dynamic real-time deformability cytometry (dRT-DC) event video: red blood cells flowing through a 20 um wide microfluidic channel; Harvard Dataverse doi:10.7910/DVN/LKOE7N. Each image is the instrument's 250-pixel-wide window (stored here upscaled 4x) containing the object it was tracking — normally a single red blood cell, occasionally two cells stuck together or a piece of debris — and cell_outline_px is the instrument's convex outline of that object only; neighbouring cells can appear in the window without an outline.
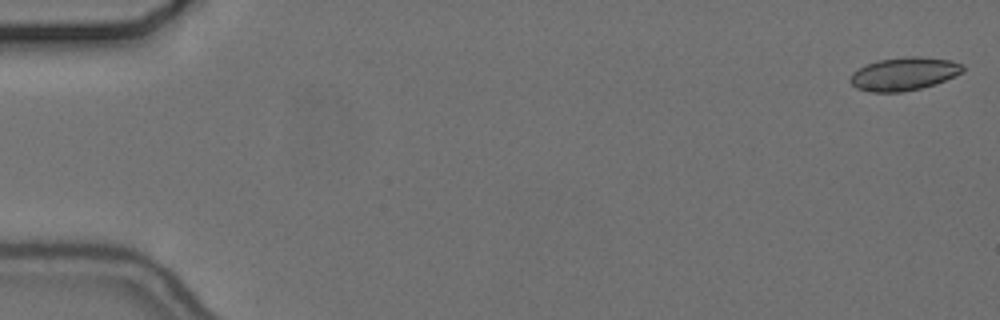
{"species": "common noctule bat (a hibernating species)", "species_latin": "Nyctalus noctula", "temperature_condition": "cold", "stored_images_in_passage": 10, "camera_frame_rate_fps": 3000, "um_per_image_px": 0.085, "animal": {"sex": "female", "body_mass_g": 24.6, "forearm_length_mm": 56.2}, "frame": {"image": 1, "passage_image": 1, "time_ms": 0.0, "image_size_px": [1000, 320], "cell_outline_px": [[964, 72], [936, 84], [920, 88], [900, 92], [872, 92], [856, 88], [848, 80], [852, 72], [876, 60], [904, 56], [920, 56], [952, 60], [964, 64]], "centroid_in_image_um": [76.86, 6.26], "position_along_channel_um": 8.1, "area_um2": 21.96}}